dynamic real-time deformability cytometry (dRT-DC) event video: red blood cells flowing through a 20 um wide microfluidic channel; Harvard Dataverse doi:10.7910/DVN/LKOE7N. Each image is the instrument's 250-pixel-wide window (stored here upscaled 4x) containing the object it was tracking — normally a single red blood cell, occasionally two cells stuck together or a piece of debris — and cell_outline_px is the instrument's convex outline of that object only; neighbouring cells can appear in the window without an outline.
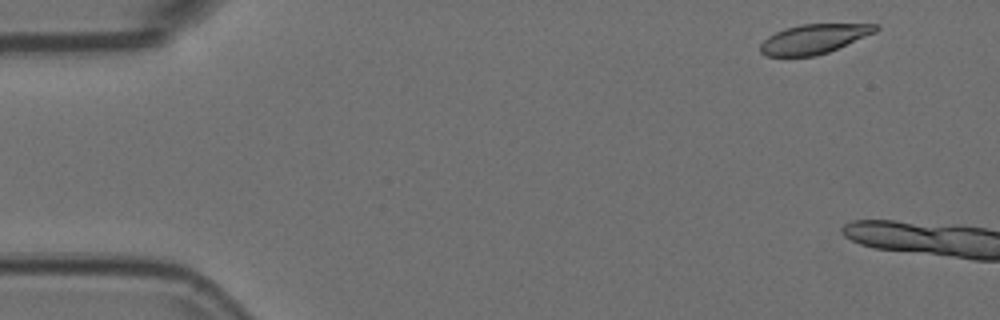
{"species": "Egyptian fruit bat (a non-hibernating species)", "species_latin": "Rousettus aegyptiacus", "temperature_condition": "room temperature", "stored_images_in_passage": 6, "camera_frame_rate_fps": 3000, "um_per_image_px": 0.085, "animal": {"sex": "female"}, "frame": {"image": 1, "passage_image": 3, "time_ms": 0.667, "image_size_px": [1000, 320], "cell_outline_px": [[880, 28], [876, 32], [828, 52], [816, 56], [768, 56], [760, 52], [760, 44], [768, 36], [776, 32], [800, 24], [880, 24]], "centroid_in_image_um": [69.2, 3.31], "position_along_channel_um": 15.8, "area_um2": 19.65}}